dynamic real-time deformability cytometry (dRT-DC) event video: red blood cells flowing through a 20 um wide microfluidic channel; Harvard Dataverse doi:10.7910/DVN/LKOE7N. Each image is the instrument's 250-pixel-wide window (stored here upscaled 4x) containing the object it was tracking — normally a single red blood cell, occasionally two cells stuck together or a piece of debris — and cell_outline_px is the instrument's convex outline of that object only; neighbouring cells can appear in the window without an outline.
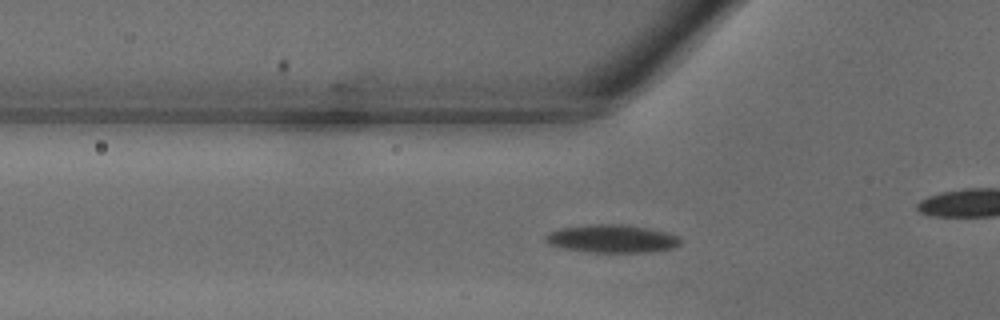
{"species": "common noctule bat (a hibernating species)", "species_latin": "Nyctalus noctula", "temperature_condition": "warm", "stored_images_in_passage": 35, "camera_frame_rate_fps": 3000, "um_per_image_px": 0.085, "animal": {"sex": "male", "body_mass_g": 18.8}, "frame": {"image": 1, "passage_image": 8, "time_ms": 2.333, "image_size_px": [1000, 320], "cell_outline_px": [[680, 244], [676, 248], [652, 252], [592, 252], [564, 248], [548, 244], [544, 240], [544, 236], [548, 232], [560, 228], [588, 224], [628, 224], [648, 228], [680, 236]], "centroid_in_image_um": [52.02, 20.28], "position_along_channel_um": 73.8, "area_um2": 22.25}}
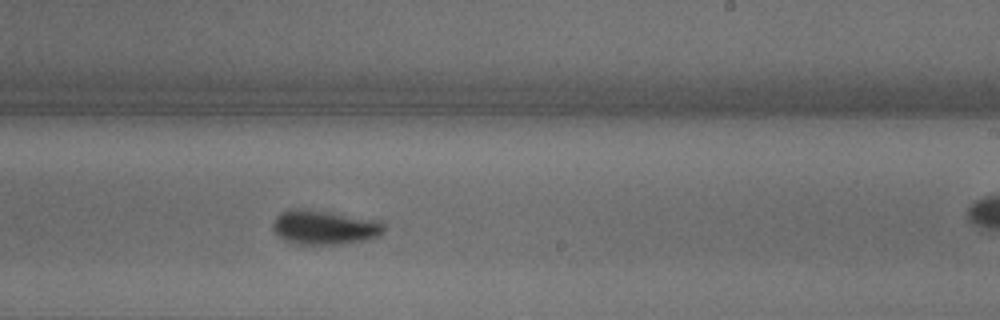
{"frame": {"image": 2, "passage_image": 19, "time_ms": 6.0, "image_size_px": [1000, 320], "cell_outline_px": [[384, 232], [380, 236], [364, 240], [340, 244], [300, 244], [284, 240], [272, 228], [272, 224], [276, 216], [280, 212], [288, 208], [296, 208], [328, 212], [384, 220]], "centroid_in_image_um": [27.61, 19.31], "position_along_channel_um": 261.4, "area_um2": 22.37}}
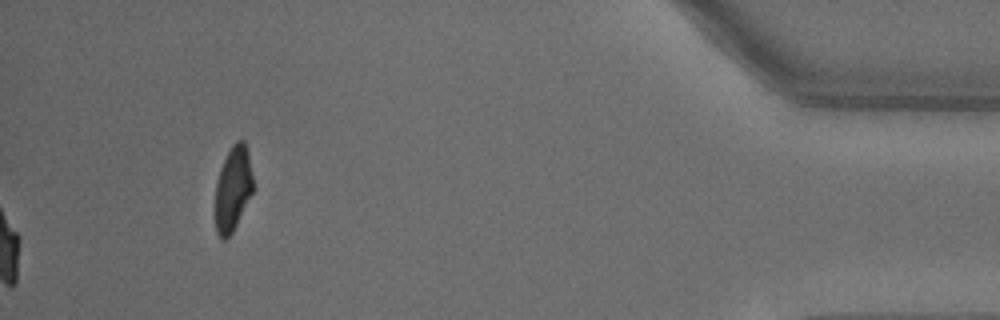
{"frame": {"image": 3, "passage_image": 35, "time_ms": 11.333, "image_size_px": [1000, 320], "cell_outline_px": [[256, 188], [232, 232], [224, 240], [220, 240], [216, 232], [216, 184], [220, 168], [232, 144], [236, 140], [244, 140], [248, 152]], "centroid_in_image_um": [19.84, 16.03], "position_along_channel_um": 415.4, "area_um2": 18.96}}